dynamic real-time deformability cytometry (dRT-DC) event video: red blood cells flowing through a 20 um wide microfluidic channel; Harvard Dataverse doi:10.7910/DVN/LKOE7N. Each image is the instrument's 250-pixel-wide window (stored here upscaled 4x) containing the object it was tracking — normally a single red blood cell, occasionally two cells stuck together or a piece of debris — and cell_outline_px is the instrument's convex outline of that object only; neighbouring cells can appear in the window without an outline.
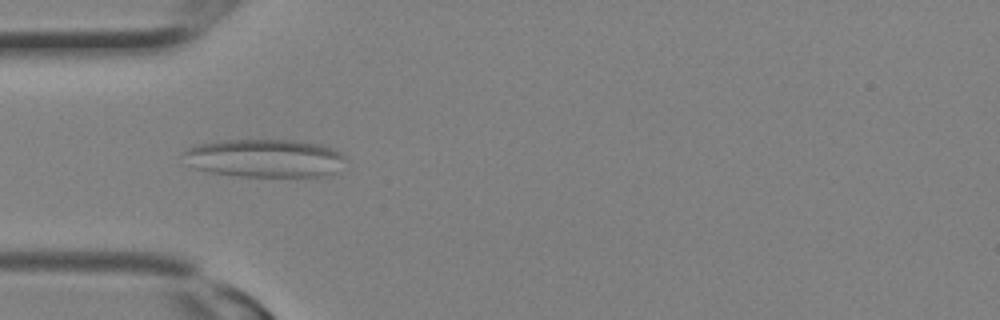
{"species": "Egyptian fruit bat (a non-hibernating species)", "species_latin": "Rousettus aegyptiacus", "temperature_condition": "room temperature", "stored_images_in_passage": 13, "camera_frame_rate_fps": 3000, "um_per_image_px": 0.085, "animal": {"sex": "female"}, "frame": {"image": 1, "passage_image": 8, "time_ms": 2.333, "image_size_px": [1000, 320], "cell_outline_px": [[344, 156], [336, 172], [320, 176], [240, 176], [212, 172], [196, 168], [180, 156], [180, 152], [196, 144], [224, 140], [292, 140], [320, 144], [332, 148], [340, 152]], "centroid_in_image_um": [22.44, 13.43], "position_along_channel_um": 62.6, "area_um2": 35.78}}